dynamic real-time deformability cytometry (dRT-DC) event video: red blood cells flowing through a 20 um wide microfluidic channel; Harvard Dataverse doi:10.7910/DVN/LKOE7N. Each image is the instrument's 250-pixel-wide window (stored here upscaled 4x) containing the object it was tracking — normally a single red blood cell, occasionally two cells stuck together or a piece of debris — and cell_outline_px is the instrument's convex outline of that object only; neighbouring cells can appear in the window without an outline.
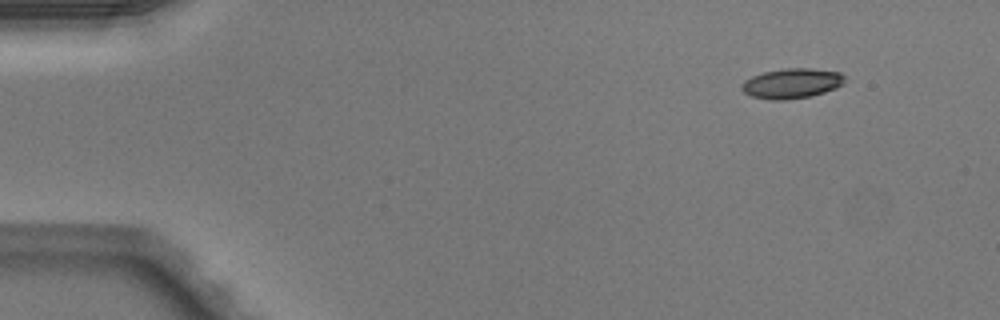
{"species": "Egyptian fruit bat (a non-hibernating species)", "species_latin": "Rousettus aegyptiacus", "temperature_condition": "warm", "stored_images_in_passage": 45, "camera_frame_rate_fps": 3000, "um_per_image_px": 0.085, "animal": {"sex": "male"}, "frame": {"image": 1, "passage_image": 1, "time_ms": 0.0, "image_size_px": [1000, 320], "cell_outline_px": [[844, 84], [836, 88], [812, 96], [788, 100], [772, 100], [752, 96], [744, 92], [740, 88], [740, 84], [744, 80], [752, 76], [764, 72], [788, 68], [812, 68], [840, 72], [844, 76]], "centroid_in_image_um": [67.3, 7.09], "position_along_channel_um": 17.7, "area_um2": 18.15}}
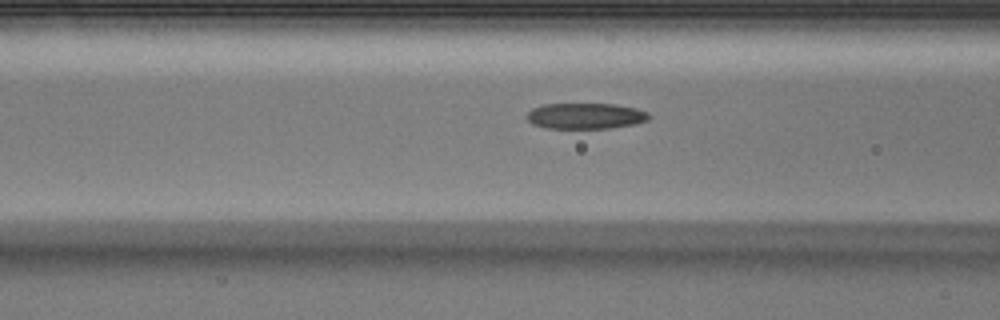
{"frame": {"image": 2, "passage_image": 16, "time_ms": 5.0, "image_size_px": [1000, 320], "cell_outline_px": [[652, 116], [648, 120], [636, 124], [608, 128], [548, 128], [532, 124], [528, 120], [528, 112], [532, 108], [544, 104], [616, 104], [636, 108], [648, 112]], "centroid_in_image_um": [49.81, 9.85], "position_along_channel_um": 116.8, "area_um2": 18.44}}
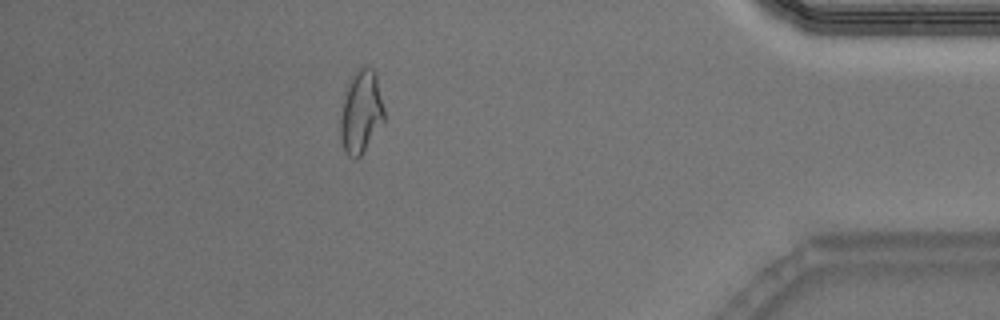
{"frame": {"image": 3, "passage_image": 40, "time_ms": 13.0, "image_size_px": [1000, 320], "cell_outline_px": [[384, 120], [364, 152], [356, 160], [352, 160], [348, 156], [344, 148], [340, 136], [340, 116], [344, 88], [352, 72], [360, 68], [372, 68], [376, 72], [384, 108]], "centroid_in_image_um": [30.66, 9.5], "position_along_channel_um": 404.5, "area_um2": 21.62}, "authors_computed_cell_mechanics": {"area_um2": 18.9584, "velocity_mm_per_s": 4.1116, "shape_relaxation_time_tau1_ms": 8.3172, "shape_relaxation_time_tau2_ms": 2.3911, "deformation_change_tau1": 0.2529, "deformation_change_tau2": 0.0974}}